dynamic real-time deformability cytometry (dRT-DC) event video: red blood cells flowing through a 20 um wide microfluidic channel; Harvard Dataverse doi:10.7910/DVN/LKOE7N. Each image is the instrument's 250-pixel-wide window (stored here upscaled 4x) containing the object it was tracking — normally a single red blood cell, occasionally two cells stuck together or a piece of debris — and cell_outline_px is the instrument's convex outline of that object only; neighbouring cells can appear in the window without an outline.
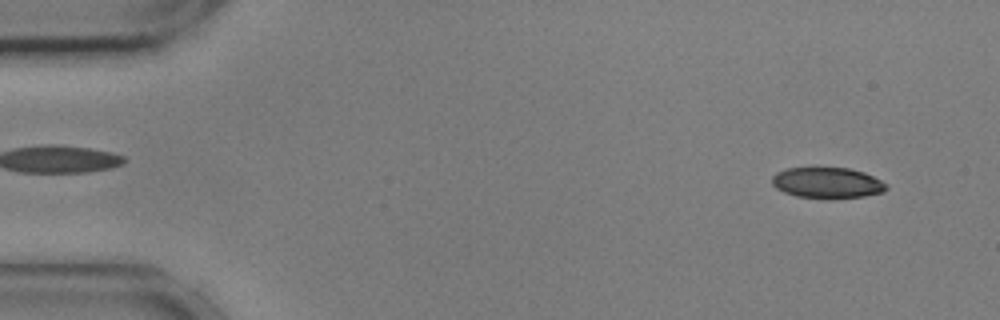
{"species": "common noctule bat (a hibernating species)", "species_latin": "Nyctalus noctula", "temperature_condition": "cold", "stored_images_in_passage": 54, "camera_frame_rate_fps": 3000, "um_per_image_px": 0.085, "animal": {"sex": "male", "body_mass_g": 17.9, "forearm_length_mm": 54.2}, "frame": {"image": 1, "passage_image": 3, "time_ms": 0.667, "image_size_px": [1000, 320], "cell_outline_px": [[888, 188], [884, 192], [864, 196], [828, 200], [796, 196], [784, 192], [776, 188], [772, 184], [772, 176], [776, 172], [788, 168], [848, 168], [864, 172], [888, 184]], "centroid_in_image_um": [70.33, 15.56], "position_along_channel_um": 14.7, "area_um2": 20.87}}
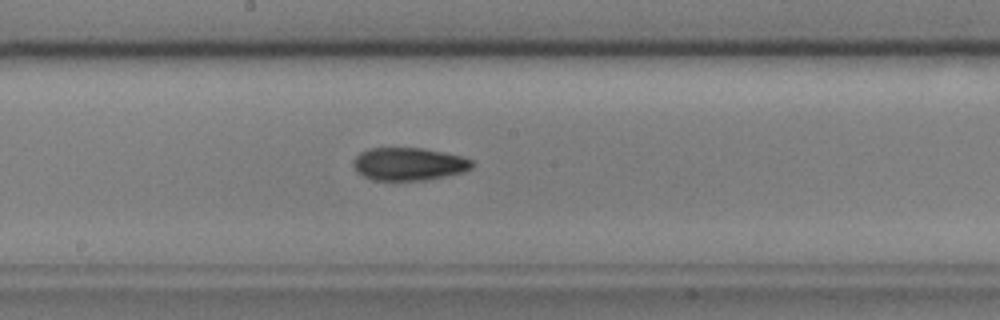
{"frame": {"image": 2, "passage_image": 28, "time_ms": 9.0, "image_size_px": [1000, 320], "cell_outline_px": [[476, 164], [472, 168], [464, 172], [424, 180], [372, 180], [364, 176], [352, 164], [352, 160], [360, 152], [368, 148], [424, 148], [460, 156], [472, 160]], "centroid_in_image_um": [34.76, 13.93], "position_along_channel_um": 213.4, "area_um2": 22.66}}
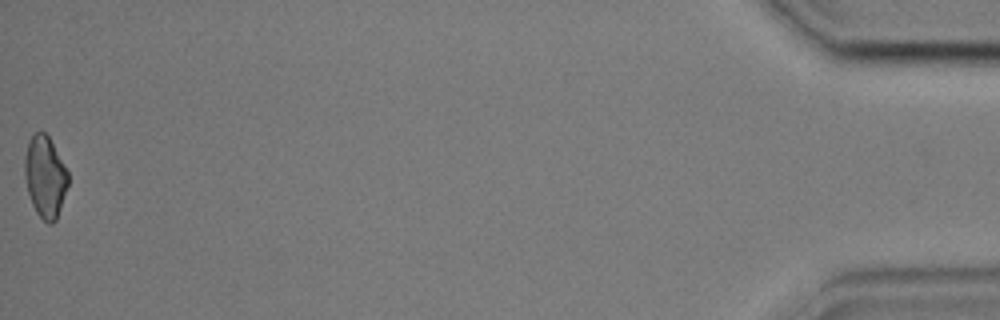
{"frame": {"image": 3, "passage_image": 54, "time_ms": 17.667, "image_size_px": [1000, 320], "cell_outline_px": [[68, 184], [56, 220], [52, 224], [48, 224], [36, 212], [32, 204], [28, 192], [24, 176], [24, 156], [28, 140], [36, 132], [44, 132], [48, 136], [68, 172]], "centroid_in_image_um": [3.81, 15.03], "position_along_channel_um": 431.4, "area_um2": 20.46}, "authors_computed_cell_mechanics": {"area_um2": 21.9351, "velocity_mm_per_s": 3.6203, "shape_relaxation_time_tau1_ms": 7.2129, "shape_relaxation_time_tau2_ms": 5.0817, "deformation_change_tau1": 0.1486, "deformation_change_tau2": 0.1115}}